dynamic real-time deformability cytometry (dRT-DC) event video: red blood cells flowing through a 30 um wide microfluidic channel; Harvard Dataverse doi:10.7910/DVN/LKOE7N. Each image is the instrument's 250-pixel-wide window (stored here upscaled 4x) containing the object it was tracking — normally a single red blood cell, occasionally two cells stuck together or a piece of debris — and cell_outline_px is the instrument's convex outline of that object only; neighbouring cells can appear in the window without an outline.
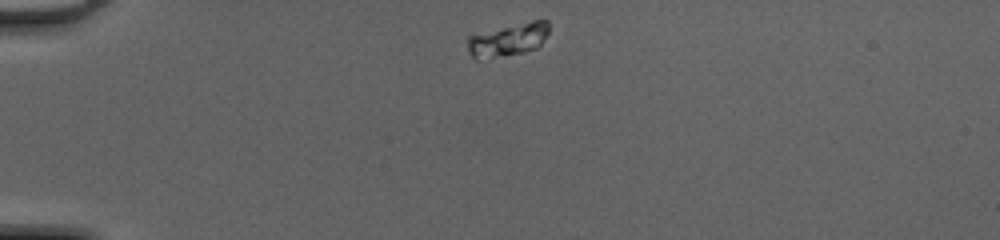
{"species": "common noctule bat (a hibernating species)", "species_latin": "Nyctalus noctula", "temperature_condition": "cold", "stored_images_in_passage": 38, "camera_frame_rate_fps": 3000, "um_per_image_px": 0.085, "animal": {"sex": "female", "body_mass_g": 20.0, "forearm_length_mm": 54.0}, "frame": {"image": 1, "passage_image": 1, "time_ms": 0.0, "image_size_px": [1000, 240], "cell_outline_px": [[548, 32], [540, 44], [536, 48], [524, 52], [476, 60], [468, 52], [468, 36], [532, 20], [548, 20]], "centroid_in_image_um": [43.18, 3.38], "position_along_channel_um": 41.8, "area_um2": 15.26}}
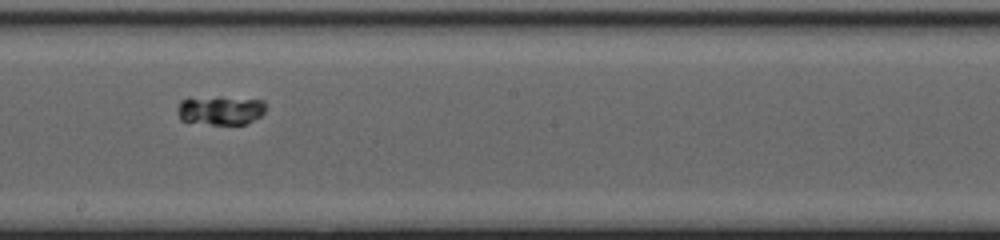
{"frame": {"image": 2, "passage_image": 18, "time_ms": 5.667, "image_size_px": [1000, 240], "cell_outline_px": [[264, 112], [260, 116], [244, 124], [212, 124], [180, 120], [180, 100], [188, 96], [220, 96], [264, 100]], "centroid_in_image_um": [18.73, 9.33], "position_along_channel_um": 229.5, "area_um2": 15.03}}
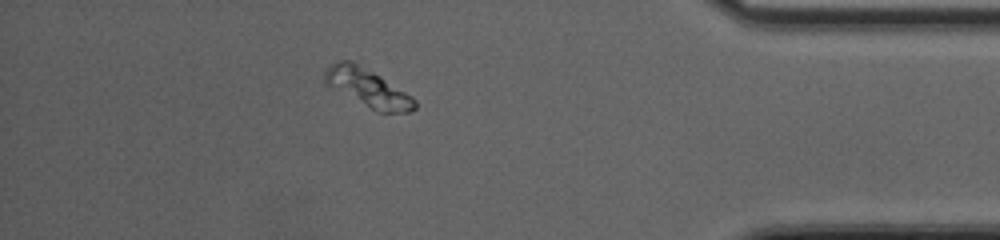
{"frame": {"image": 3, "passage_image": 33, "time_ms": 10.667, "image_size_px": [1000, 240], "cell_outline_px": [[416, 108], [412, 112], [376, 112], [328, 84], [324, 80], [324, 72], [332, 64], [340, 60], [352, 60], [380, 76], [412, 96], [416, 100]], "centroid_in_image_um": [31.31, 7.47], "position_along_channel_um": 403.9, "area_um2": 19.48}}